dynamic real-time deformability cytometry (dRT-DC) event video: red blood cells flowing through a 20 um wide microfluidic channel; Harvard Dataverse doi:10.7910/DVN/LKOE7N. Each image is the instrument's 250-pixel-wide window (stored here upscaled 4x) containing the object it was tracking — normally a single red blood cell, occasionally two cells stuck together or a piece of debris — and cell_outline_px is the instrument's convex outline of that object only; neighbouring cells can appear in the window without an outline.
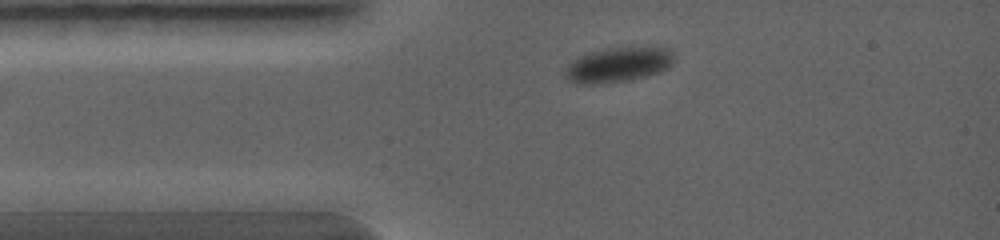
{"species": "common noctule bat (a hibernating species)", "species_latin": "Nyctalus noctula", "temperature_condition": "warm", "stored_images_in_passage": 37, "camera_frame_rate_fps": 5000, "um_per_image_px": 0.085, "animal": {"sex": "female", "body_mass_g": 19.0, "forearm_length_mm": 56.7}, "frame": {"image": 1, "passage_image": 1, "time_ms": 0.0, "image_size_px": [1000, 240], "cell_outline_px": [[672, 64], [660, 72], [648, 76], [628, 80], [592, 84], [580, 84], [568, 80], [564, 76], [564, 72], [568, 64], [572, 60], [588, 52], [612, 48], [668, 48], [672, 52]], "centroid_in_image_um": [52.5, 5.52], "position_along_channel_um": 32.5, "area_um2": 21.79}}
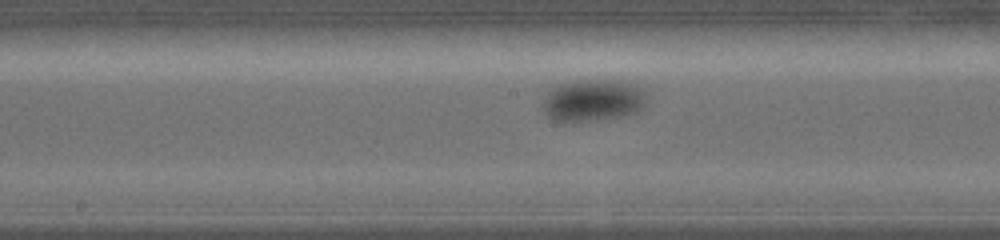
{"frame": {"image": 2, "passage_image": 15, "time_ms": 3.0, "image_size_px": [1000, 240], "cell_outline_px": [[644, 108], [628, 116], [572, 124], [552, 120], [544, 112], [540, 104], [548, 92], [552, 88], [564, 84], [588, 80], [620, 80], [640, 88], [644, 92]], "centroid_in_image_um": [50.36, 8.6], "position_along_channel_um": 197.8, "area_um2": 25.78}}
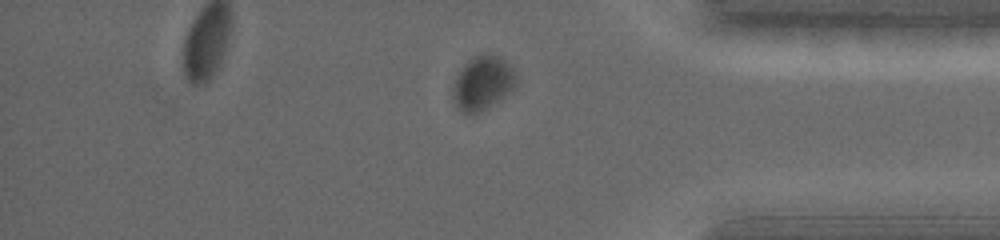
{"frame": {"image": 3, "passage_image": 31, "time_ms": 6.4, "image_size_px": [1000, 240], "cell_outline_px": [[516, 84], [504, 96], [492, 104], [476, 112], [464, 112], [456, 104], [452, 96], [452, 88], [456, 76], [464, 64], [472, 56], [496, 56], [504, 60], [512, 68], [516, 76]], "centroid_in_image_um": [41.0, 7.04], "position_along_channel_um": 394.2, "area_um2": 19.07}}